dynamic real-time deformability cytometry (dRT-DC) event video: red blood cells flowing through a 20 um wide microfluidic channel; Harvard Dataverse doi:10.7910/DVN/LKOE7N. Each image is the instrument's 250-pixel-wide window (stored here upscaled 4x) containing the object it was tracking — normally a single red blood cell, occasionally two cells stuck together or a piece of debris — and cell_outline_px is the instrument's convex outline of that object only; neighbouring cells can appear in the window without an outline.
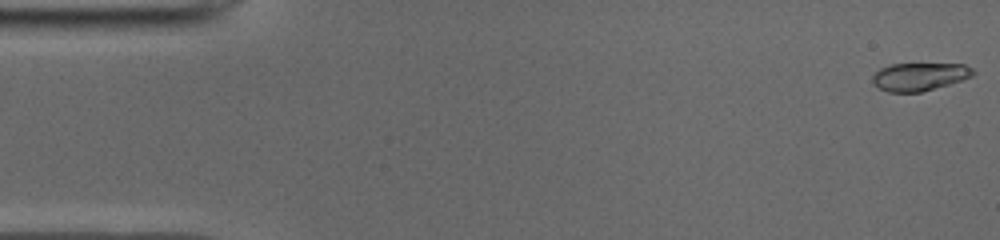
{"species": "common noctule bat (a hibernating species)", "species_latin": "Nyctalus noctula", "temperature_condition": "cold", "stored_images_in_passage": 50, "camera_frame_rate_fps": 3000, "um_per_image_px": 0.085, "animal": {"sex": "male", "body_mass_g": 19.0, "forearm_length_mm": 50.8}, "frame": {"image": 1, "passage_image": 1, "time_ms": 0.0, "image_size_px": [1000, 240], "cell_outline_px": [[976, 72], [972, 76], [948, 84], [920, 92], [888, 92], [872, 84], [872, 76], [880, 68], [892, 64], [964, 64], [972, 68]], "centroid_in_image_um": [78.13, 6.51], "position_along_channel_um": 6.9, "area_um2": 16.24}}
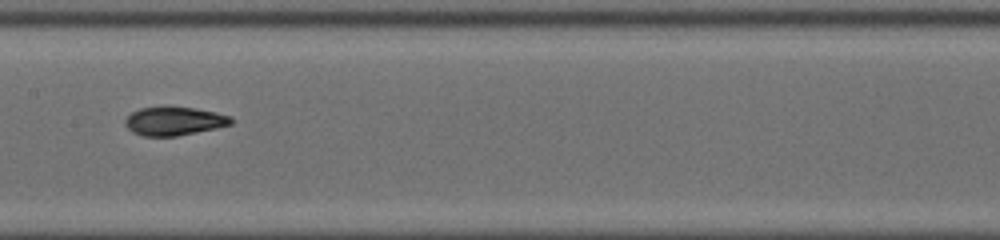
{"frame": {"image": 2, "passage_image": 25, "time_ms": 8.0, "image_size_px": [1000, 240], "cell_outline_px": [[232, 124], [216, 128], [176, 136], [144, 136], [132, 132], [124, 124], [124, 120], [132, 112], [140, 108], [192, 108], [216, 112], [232, 116]], "centroid_in_image_um": [14.8, 10.31], "position_along_channel_um": 192.6, "area_um2": 17.28}}
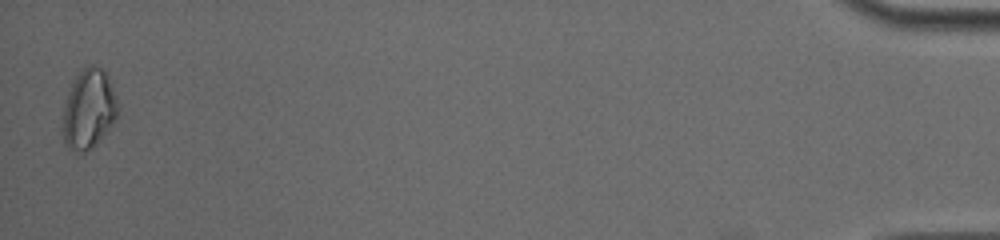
{"frame": {"image": 3, "passage_image": 50, "time_ms": 16.333, "image_size_px": [1000, 240], "cell_outline_px": [[120, 108], [116, 120], [92, 148], [84, 152], [80, 152], [68, 148], [64, 144], [64, 104], [72, 80], [88, 64], [104, 68], [108, 76], [116, 96]], "centroid_in_image_um": [7.57, 9.25], "position_along_channel_um": 427.6, "area_um2": 25.55}, "authors_computed_cell_mechanics": {"area_um2": 17.4845, "velocity_mm_per_s": 3.963, "shape_relaxation_time_tau1_ms": 9.941, "shape_relaxation_time_tau2_ms": 1.5018, "deformation_change_tau1": 0.2907, "deformation_change_tau2": 0.0621}}